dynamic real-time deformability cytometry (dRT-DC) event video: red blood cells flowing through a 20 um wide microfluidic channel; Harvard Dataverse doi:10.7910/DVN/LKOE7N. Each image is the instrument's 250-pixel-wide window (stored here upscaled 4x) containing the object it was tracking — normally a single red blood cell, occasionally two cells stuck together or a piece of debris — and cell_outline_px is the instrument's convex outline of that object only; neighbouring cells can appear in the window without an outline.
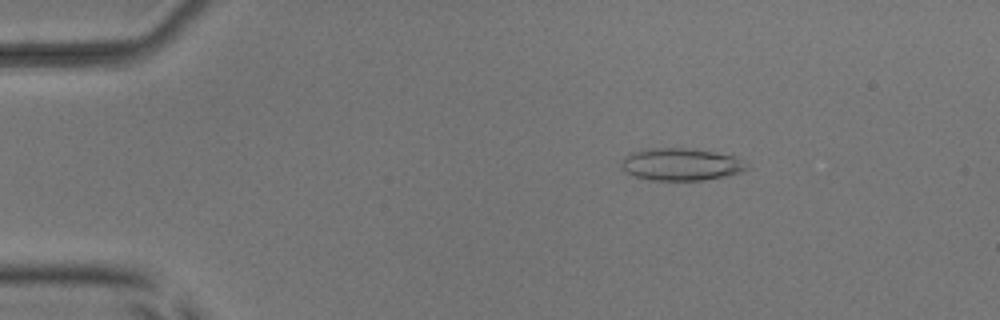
{"species": "common noctule bat (a hibernating species)", "species_latin": "Nyctalus noctula", "temperature_condition": "room temperature", "stored_images_in_passage": 4, "camera_frame_rate_fps": 3000, "um_per_image_px": 0.085, "animal": {"sex": "male", "body_mass_g": 17.9, "forearm_length_mm": 54.2}, "frame": {"image": 1, "passage_image": 3, "time_ms": 2.333, "image_size_px": [1000, 320], "cell_outline_px": [[752, 168], [740, 172], [724, 176], [704, 180], [648, 180], [624, 172], [620, 168], [620, 164], [624, 156], [632, 152], [644, 148], [692, 148], [736, 156]], "centroid_in_image_um": [57.86, 13.96], "position_along_channel_um": 27.1, "area_um2": 23.93}}